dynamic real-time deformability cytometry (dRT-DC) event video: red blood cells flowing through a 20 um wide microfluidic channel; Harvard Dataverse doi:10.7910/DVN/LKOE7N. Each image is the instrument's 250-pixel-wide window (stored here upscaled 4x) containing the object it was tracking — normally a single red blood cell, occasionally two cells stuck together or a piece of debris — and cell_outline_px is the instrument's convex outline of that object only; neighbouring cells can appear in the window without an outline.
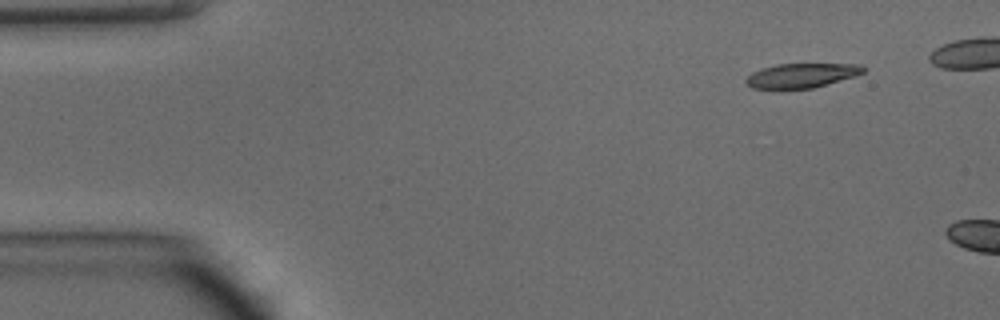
{"species": "common noctule bat (a hibernating species)", "species_latin": "Nyctalus noctula", "temperature_condition": "warm", "stored_images_in_passage": 4, "camera_frame_rate_fps": 3000, "um_per_image_px": 0.085, "animal": {"sex": "male", "body_mass_g": 15.6}, "frame": {"image": 1, "passage_image": 1, "time_ms": 0.0, "image_size_px": [1000, 320], "cell_outline_px": [[868, 68], [864, 72], [856, 76], [812, 88], [752, 88], [744, 80], [752, 72], [760, 68], [776, 64], [860, 64]], "centroid_in_image_um": [68.16, 6.4], "position_along_channel_um": 16.8, "area_um2": 16.65}}